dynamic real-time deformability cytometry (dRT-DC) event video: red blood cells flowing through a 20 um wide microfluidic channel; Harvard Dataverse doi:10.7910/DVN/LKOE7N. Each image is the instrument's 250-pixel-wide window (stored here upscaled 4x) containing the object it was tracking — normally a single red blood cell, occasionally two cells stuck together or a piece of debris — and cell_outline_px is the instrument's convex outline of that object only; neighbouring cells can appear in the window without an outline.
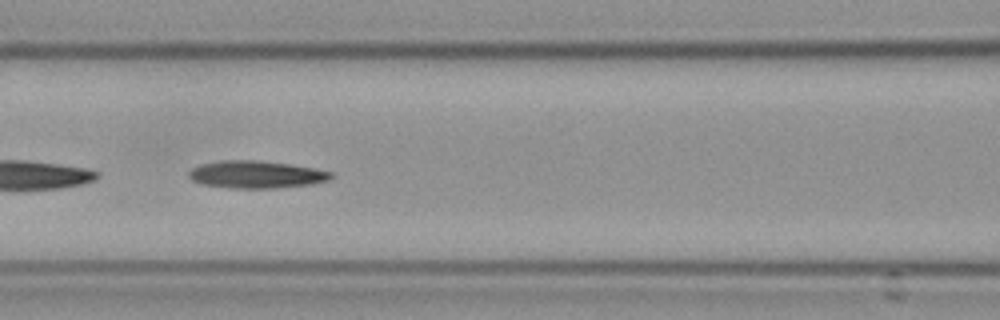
{"species": "Egyptian fruit bat (a non-hibernating species)", "species_latin": "Rousettus aegyptiacus", "temperature_condition": "cold", "stored_images_in_passage": 15, "camera_frame_rate_fps": 3000, "um_per_image_px": 0.085, "frame": {"image": 1, "passage_image": 9, "time_ms": 2.667, "image_size_px": [1000, 320], "cell_outline_px": [[336, 176], [328, 180], [312, 184], [276, 188], [232, 188], [200, 184], [192, 180], [188, 176], [188, 172], [192, 168], [200, 164], [220, 160], [256, 160], [288, 164], [316, 168], [332, 172]], "centroid_in_image_um": [21.78, 14.83], "position_along_channel_um": 144.8, "area_um2": 22.89}}